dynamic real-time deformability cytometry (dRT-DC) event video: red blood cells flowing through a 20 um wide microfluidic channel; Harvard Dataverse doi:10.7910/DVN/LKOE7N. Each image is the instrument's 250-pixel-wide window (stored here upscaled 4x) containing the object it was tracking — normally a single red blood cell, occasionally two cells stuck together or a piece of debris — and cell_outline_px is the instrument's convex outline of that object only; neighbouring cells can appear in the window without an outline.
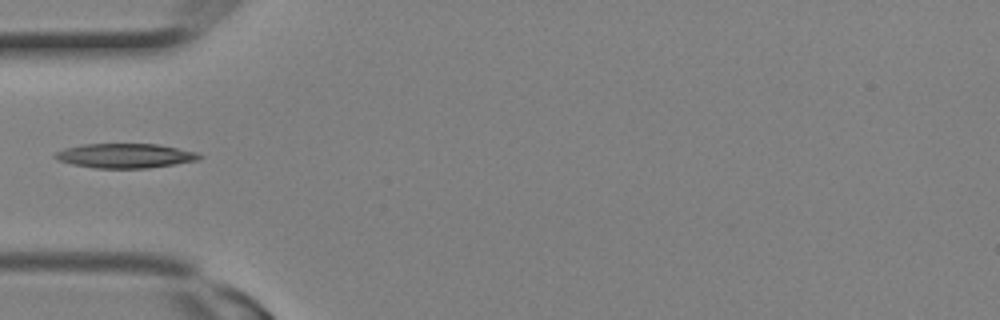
{"species": "Egyptian fruit bat (a non-hibernating species)", "species_latin": "Rousettus aegyptiacus", "temperature_condition": "room temperature", "stored_images_in_passage": 10, "camera_frame_rate_fps": 3000, "um_per_image_px": 0.085, "animal": {"sex": "female"}, "frame": {"image": 1, "passage_image": 9, "time_ms": 2.667, "image_size_px": [1000, 320], "cell_outline_px": [[204, 156], [200, 160], [176, 164], [148, 168], [92, 168], [72, 164], [60, 160], [52, 156], [56, 152], [64, 148], [84, 144], [156, 144], [196, 152]], "centroid_in_image_um": [10.65, 13.24], "position_along_channel_um": 74.3, "area_um2": 20.58}}